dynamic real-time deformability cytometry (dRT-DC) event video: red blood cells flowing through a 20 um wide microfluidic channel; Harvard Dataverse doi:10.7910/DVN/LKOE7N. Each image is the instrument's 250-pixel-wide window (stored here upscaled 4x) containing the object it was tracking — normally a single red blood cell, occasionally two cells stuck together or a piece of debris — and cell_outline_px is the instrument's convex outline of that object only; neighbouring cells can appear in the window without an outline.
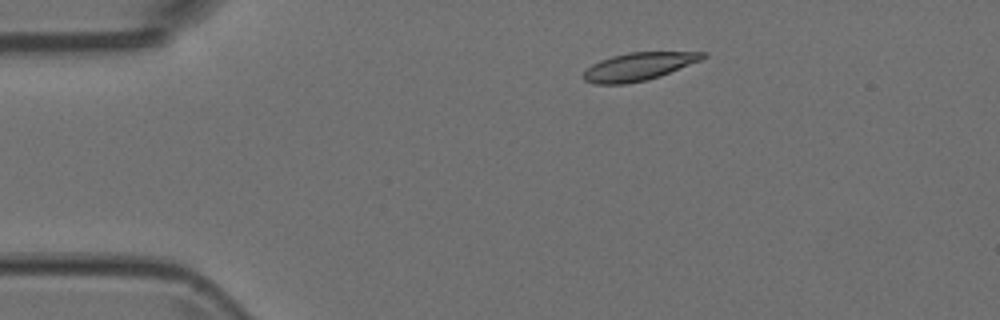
{"species": "Egyptian fruit bat (a non-hibernating species)", "species_latin": "Rousettus aegyptiacus", "temperature_condition": "room temperature", "stored_images_in_passage": 4, "camera_frame_rate_fps": 3000, "um_per_image_px": 0.085, "animal": {"sex": "female"}, "frame": {"image": 1, "passage_image": 2, "time_ms": 0.333, "image_size_px": [1000, 320], "cell_outline_px": [[708, 56], [700, 60], [660, 76], [644, 80], [624, 84], [596, 84], [584, 80], [580, 76], [592, 64], [600, 60], [612, 56], [628, 52], [708, 52]], "centroid_in_image_um": [54.25, 5.65], "position_along_channel_um": 30.7, "area_um2": 19.25}}
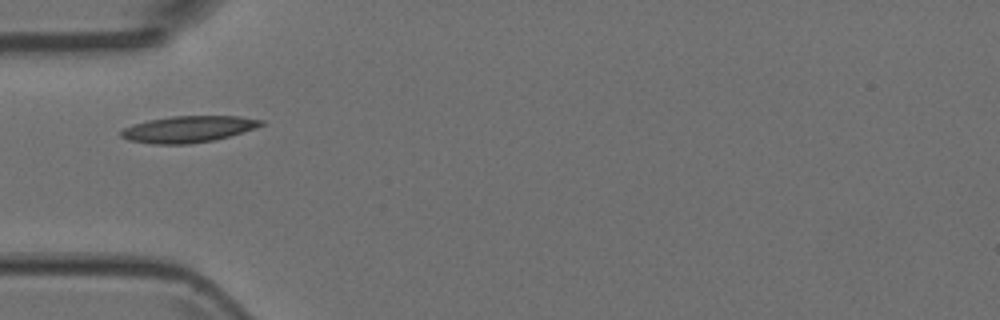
{"frame": {"image": 2, "passage_image": 4, "time_ms": 1.0, "image_size_px": [1000, 320], "cell_outline_px": [[264, 124], [256, 128], [228, 136], [212, 140], [188, 144], [152, 144], [128, 140], [120, 136], [120, 132], [124, 128], [132, 124], [148, 120], [172, 116], [240, 116], [264, 120]], "centroid_in_image_um": [15.99, 10.97], "position_along_channel_um": 69.0, "area_um2": 21.56}}